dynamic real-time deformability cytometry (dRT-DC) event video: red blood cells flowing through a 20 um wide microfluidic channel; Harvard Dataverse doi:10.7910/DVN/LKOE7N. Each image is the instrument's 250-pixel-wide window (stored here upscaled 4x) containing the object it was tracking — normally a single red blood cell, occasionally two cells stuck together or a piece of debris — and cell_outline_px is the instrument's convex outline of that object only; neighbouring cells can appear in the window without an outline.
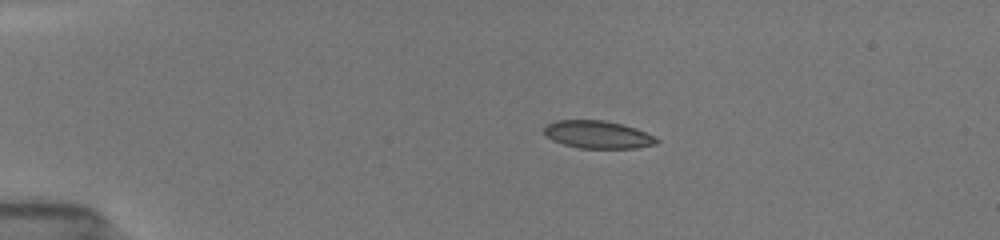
{"species": "common noctule bat (a hibernating species)", "species_latin": "Nyctalus noctula", "temperature_condition": "room temperature", "stored_images_in_passage": 38, "camera_frame_rate_fps": 3000, "um_per_image_px": 0.085, "animal": {"sex": "female", "body_mass_g": 19.5, "forearm_length_mm": 54.1}, "frame": {"image": 1, "passage_image": 1, "time_ms": 0.0, "image_size_px": [1000, 240], "cell_outline_px": [[660, 140], [656, 144], [636, 148], [580, 148], [564, 144], [552, 140], [544, 132], [544, 128], [548, 124], [556, 120], [604, 120], [636, 128], [656, 136]], "centroid_in_image_um": [50.85, 11.44], "position_along_channel_um": 34.2, "area_um2": 18.09}}
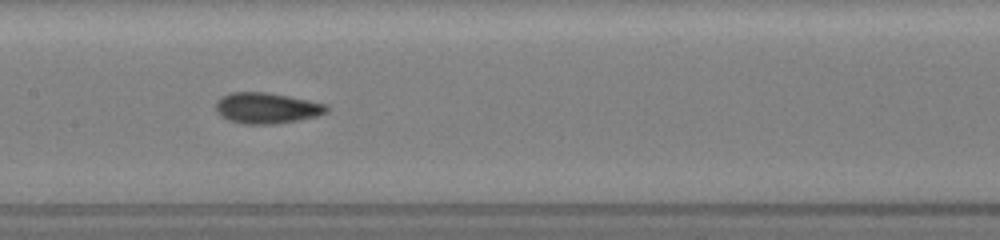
{"frame": {"image": 2, "passage_image": 14, "time_ms": 4.333, "image_size_px": [1000, 240], "cell_outline_px": [[328, 112], [316, 116], [276, 124], [244, 124], [228, 120], [220, 116], [216, 112], [216, 100], [220, 96], [232, 92], [264, 92], [288, 96], [328, 104]], "centroid_in_image_um": [22.64, 9.18], "position_along_channel_um": 184.8, "area_um2": 20.0}}
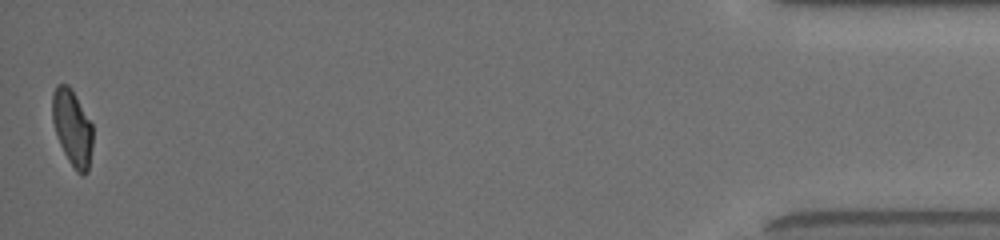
{"frame": {"image": 3, "passage_image": 38, "time_ms": 12.333, "image_size_px": [1000, 240], "cell_outline_px": [[92, 148], [88, 172], [84, 176], [80, 176], [76, 172], [68, 160], [60, 144], [52, 120], [52, 92], [56, 84], [68, 84], [72, 88], [92, 124]], "centroid_in_image_um": [6.15, 10.86], "position_along_channel_um": 429.1, "area_um2": 18.15}, "authors_computed_cell_mechanics": {"area_um2": 18.9006, "velocity_mm_per_s": 3.926, "shape_relaxation_time_tau1_ms": 6.264, "shape_relaxation_time_tau2_ms": 1.098, "deformation_change_tau1": 0.173, "deformation_change_tau2": 0.0538}}